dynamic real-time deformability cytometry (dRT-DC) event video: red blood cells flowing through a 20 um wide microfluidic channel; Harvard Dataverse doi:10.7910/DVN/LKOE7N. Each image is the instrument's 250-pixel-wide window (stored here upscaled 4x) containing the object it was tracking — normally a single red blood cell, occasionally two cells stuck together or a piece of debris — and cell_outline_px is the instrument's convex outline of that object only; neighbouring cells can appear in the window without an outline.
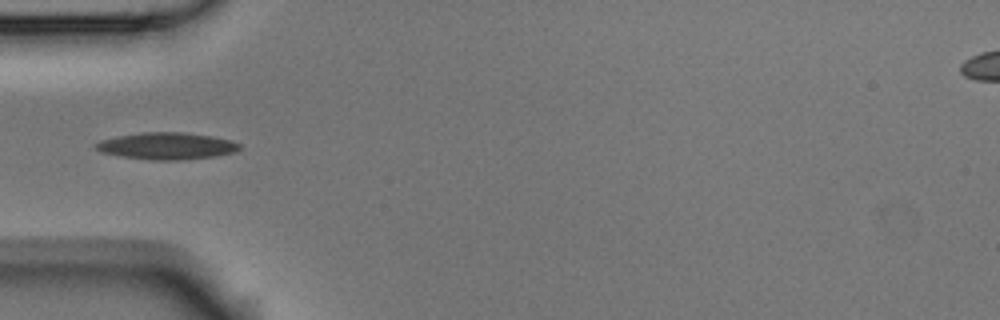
{"species": "Egyptian fruit bat (a non-hibernating species)", "species_latin": "Rousettus aegyptiacus", "temperature_condition": "room temperature", "stored_images_in_passage": 4, "camera_frame_rate_fps": 3000, "um_per_image_px": 0.085, "animal": {"sex": "male"}, "frame": {"image": 1, "passage_image": 4, "time_ms": 1.0, "image_size_px": [1000, 320], "cell_outline_px": [[240, 148], [236, 152], [216, 156], [176, 160], [148, 160], [120, 156], [100, 152], [92, 148], [92, 144], [100, 140], [140, 132], [184, 132], [212, 136], [232, 140], [240, 144]], "centroid_in_image_um": [14.13, 12.41], "position_along_channel_um": 70.9, "area_um2": 22.77}}